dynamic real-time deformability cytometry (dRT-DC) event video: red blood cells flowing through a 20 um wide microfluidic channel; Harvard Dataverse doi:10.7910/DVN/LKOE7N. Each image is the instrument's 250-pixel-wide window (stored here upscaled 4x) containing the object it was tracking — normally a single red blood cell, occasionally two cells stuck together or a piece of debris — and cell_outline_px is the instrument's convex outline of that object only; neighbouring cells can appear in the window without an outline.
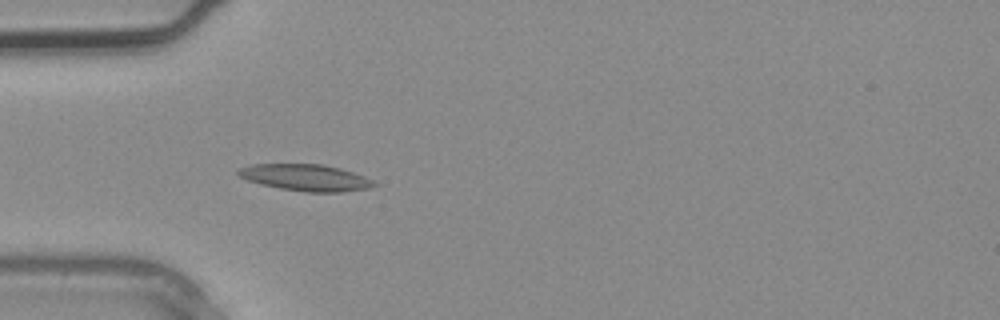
{"species": "common noctule bat (a hibernating species)", "species_latin": "Nyctalus noctula", "temperature_condition": "warm", "stored_images_in_passage": 2, "camera_frame_rate_fps": 3000, "um_per_image_px": 0.085, "animal": {"sex": "male", "body_mass_g": 20.4}, "frame": {"image": 1, "passage_image": 2, "time_ms": 0.333, "image_size_px": [1000, 320], "cell_outline_px": [[380, 184], [368, 188], [340, 192], [308, 192], [280, 188], [260, 184], [248, 180], [240, 176], [236, 172], [240, 168], [252, 164], [324, 164], [340, 168], [364, 176]], "centroid_in_image_um": [26.0, 15.09], "position_along_channel_um": 59.0, "area_um2": 20.92}}